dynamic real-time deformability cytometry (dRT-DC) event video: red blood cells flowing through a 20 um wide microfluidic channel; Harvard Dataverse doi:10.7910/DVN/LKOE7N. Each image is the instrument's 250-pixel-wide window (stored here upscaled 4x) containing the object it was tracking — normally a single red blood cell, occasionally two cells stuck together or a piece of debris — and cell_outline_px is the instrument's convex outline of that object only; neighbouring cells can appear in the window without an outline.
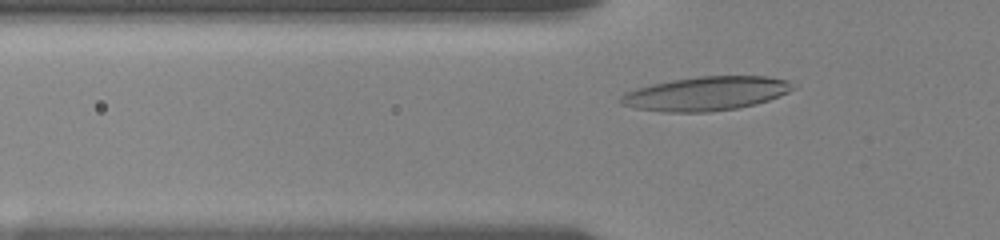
{"species": "human", "species_latin": "Homo sapiens", "temperature_condition": "room temperature", "stored_images_in_passage": 48, "camera_frame_rate_fps": 3000, "um_per_image_px": 0.085, "donor": {"sex": "female"}, "frame": {"image": 1, "passage_image": 11, "time_ms": 3.333, "image_size_px": [1000, 240], "cell_outline_px": [[796, 88], [780, 96], [756, 104], [736, 108], [708, 112], [664, 112], [636, 108], [620, 104], [620, 96], [624, 92], [636, 88], [652, 84], [672, 80], [700, 76], [768, 76], [788, 80]], "centroid_in_image_um": [60.01, 7.95], "position_along_channel_um": 65.8, "area_um2": 34.1}}
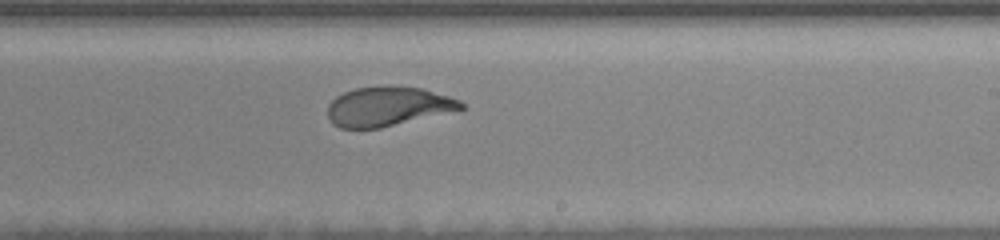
{"frame": {"image": 2, "passage_image": 27, "time_ms": 8.667, "image_size_px": [1000, 240], "cell_outline_px": [[464, 108], [380, 128], [340, 128], [332, 124], [328, 116], [328, 104], [336, 96], [344, 92], [356, 88], [424, 88], [460, 100], [464, 104]], "centroid_in_image_um": [32.93, 9.07], "position_along_channel_um": 256.1, "area_um2": 29.71}}
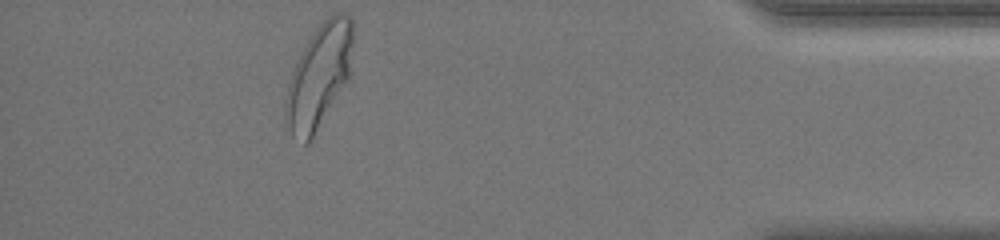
{"frame": {"image": 3, "passage_image": 43, "time_ms": 14.0, "image_size_px": [1000, 240], "cell_outline_px": [[352, 44], [348, 80], [308, 144], [304, 144], [292, 136], [284, 128], [284, 104], [288, 84], [292, 72], [308, 40], [316, 28], [332, 12], [344, 12], [352, 16]], "centroid_in_image_um": [27.08, 6.5], "position_along_channel_um": 408.1, "area_um2": 40.52}, "authors_computed_cell_mechanics": {"area_um2": 32.2235, "velocity_mm_per_s": 3.6051, "shape_relaxation_time_tau1_ms": 3.4652, "shape_relaxation_time_tau2_ms": 0.7932, "deformation_change_tau1": 0.1675, "deformation_change_tau2": 0.0662}}